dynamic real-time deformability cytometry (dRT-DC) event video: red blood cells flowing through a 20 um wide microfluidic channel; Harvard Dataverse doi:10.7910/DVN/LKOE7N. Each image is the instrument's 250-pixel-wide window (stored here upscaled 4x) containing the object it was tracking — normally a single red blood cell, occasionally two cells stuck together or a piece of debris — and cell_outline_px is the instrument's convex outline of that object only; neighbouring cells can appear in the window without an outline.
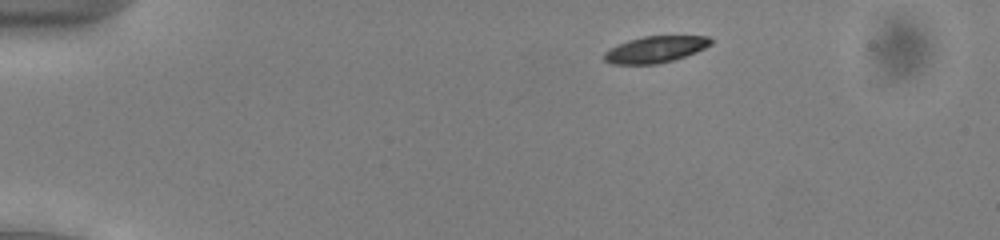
{"species": "common noctule bat (a hibernating species)", "species_latin": "Nyctalus noctula", "temperature_condition": "cold", "stored_images_in_passage": 48, "camera_frame_rate_fps": 3000, "um_per_image_px": 0.085, "animal": {"sex": "male", "body_mass_g": 13.0, "forearm_length_mm": 53.1}, "frame": {"image": 1, "passage_image": 4, "time_ms": 1.0, "image_size_px": [1000, 240], "cell_outline_px": [[712, 44], [696, 52], [672, 60], [656, 64], [612, 64], [604, 60], [604, 52], [616, 44], [628, 40], [644, 36], [708, 36], [712, 40]], "centroid_in_image_um": [55.68, 4.19], "position_along_channel_um": 29.3, "area_um2": 16.42}}
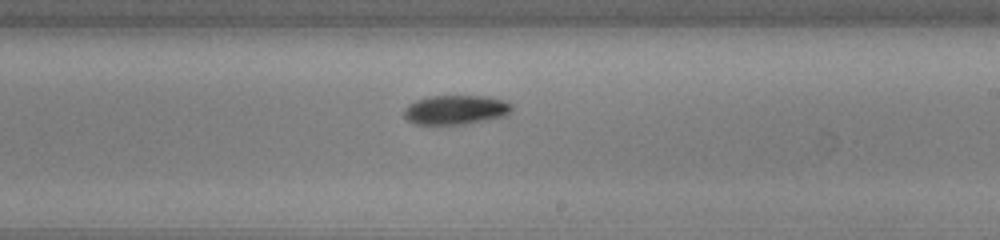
{"frame": {"image": 2, "passage_image": 27, "time_ms": 8.667, "image_size_px": [1000, 240], "cell_outline_px": [[512, 108], [504, 116], [488, 120], [464, 124], [416, 124], [408, 120], [404, 116], [404, 108], [408, 104], [416, 100], [432, 96], [488, 96], [504, 100], [512, 104]], "centroid_in_image_um": [38.73, 9.33], "position_along_channel_um": 250.3, "area_um2": 18.38}}
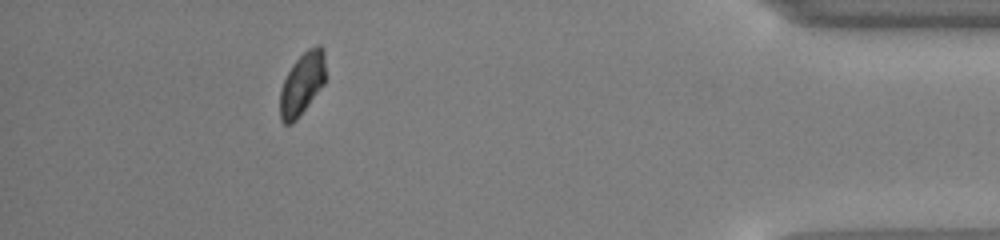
{"frame": {"image": 3, "passage_image": 43, "time_ms": 14.0, "image_size_px": [1000, 240], "cell_outline_px": [[324, 84], [296, 120], [292, 124], [284, 124], [280, 120], [280, 88], [292, 64], [308, 48], [316, 44], [320, 44], [324, 48]], "centroid_in_image_um": [25.66, 7.11], "position_along_channel_um": 409.5, "area_um2": 16.53}, "authors_computed_cell_mechanics": {"area_um2": 17.6868, "velocity_mm_per_s": 3.8785, "shape_relaxation_time_tau1_ms": 2.8205, "shape_relaxation_time_tau2_ms": null, "deformation_change_tau1": 0.1096, "deformation_change_tau2": null}}